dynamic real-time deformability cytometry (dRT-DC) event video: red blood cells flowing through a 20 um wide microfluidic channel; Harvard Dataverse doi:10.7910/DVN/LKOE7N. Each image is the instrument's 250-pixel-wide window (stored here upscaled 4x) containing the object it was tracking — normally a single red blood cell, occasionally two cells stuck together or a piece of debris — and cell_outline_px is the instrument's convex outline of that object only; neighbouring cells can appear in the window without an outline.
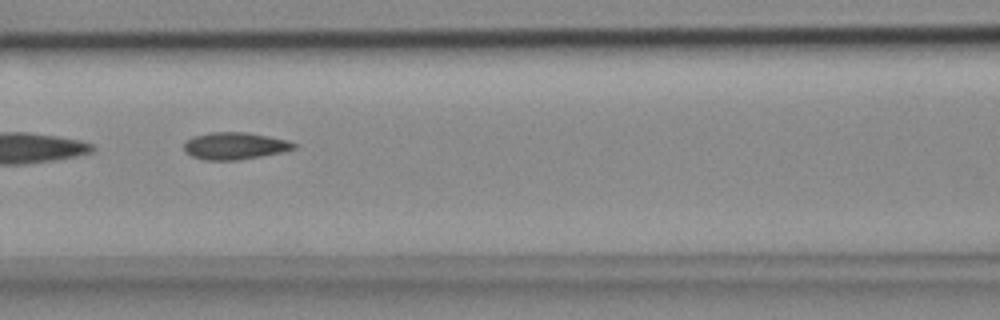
{"species": "common noctule bat (a hibernating species)", "species_latin": "Nyctalus noctula", "temperature_condition": "cold", "stored_images_in_passage": 11, "camera_frame_rate_fps": 3000, "um_per_image_px": 0.085, "animal": {"sex": "female", "body_mass_g": 18.4}, "frame": {"image": 1, "passage_image": 4, "time_ms": 1.0, "image_size_px": [1000, 320], "cell_outline_px": [[296, 148], [280, 152], [260, 156], [236, 160], [204, 160], [192, 156], [184, 152], [184, 144], [192, 136], [212, 132], [248, 132], [288, 140], [296, 144]], "centroid_in_image_um": [19.93, 12.39], "position_along_channel_um": 146.7, "area_um2": 17.28}}
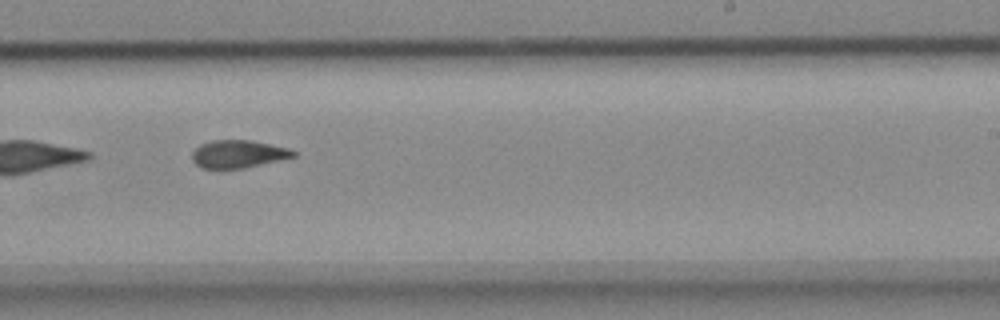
{"frame": {"image": 2, "passage_image": 7, "time_ms": 2.0, "image_size_px": [1000, 320], "cell_outline_px": [[296, 156], [244, 168], [200, 168], [192, 160], [192, 152], [200, 144], [212, 140], [248, 140], [288, 148], [296, 152]], "centroid_in_image_um": [20.21, 13.09], "position_along_channel_um": 268.8, "area_um2": 16.18}}
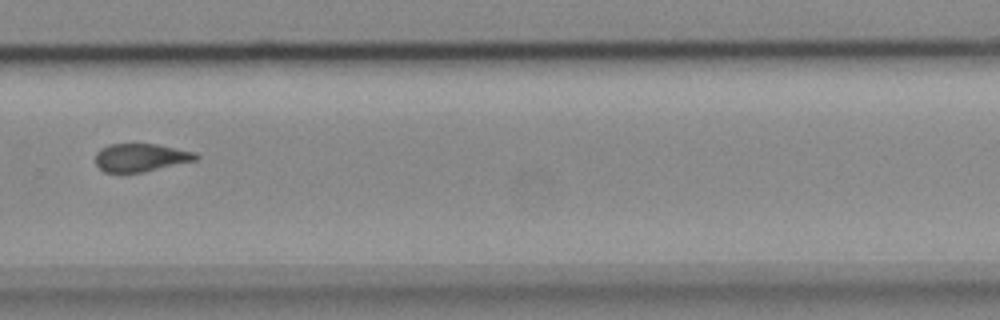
{"frame": {"image": 3, "passage_image": 8, "time_ms": 2.333, "image_size_px": [1000, 320], "cell_outline_px": [[200, 156], [196, 160], [140, 172], [104, 172], [96, 164], [96, 152], [100, 148], [108, 144], [156, 144], [196, 152]], "centroid_in_image_um": [11.95, 13.37], "position_along_channel_um": 317.9, "area_um2": 16.24}}